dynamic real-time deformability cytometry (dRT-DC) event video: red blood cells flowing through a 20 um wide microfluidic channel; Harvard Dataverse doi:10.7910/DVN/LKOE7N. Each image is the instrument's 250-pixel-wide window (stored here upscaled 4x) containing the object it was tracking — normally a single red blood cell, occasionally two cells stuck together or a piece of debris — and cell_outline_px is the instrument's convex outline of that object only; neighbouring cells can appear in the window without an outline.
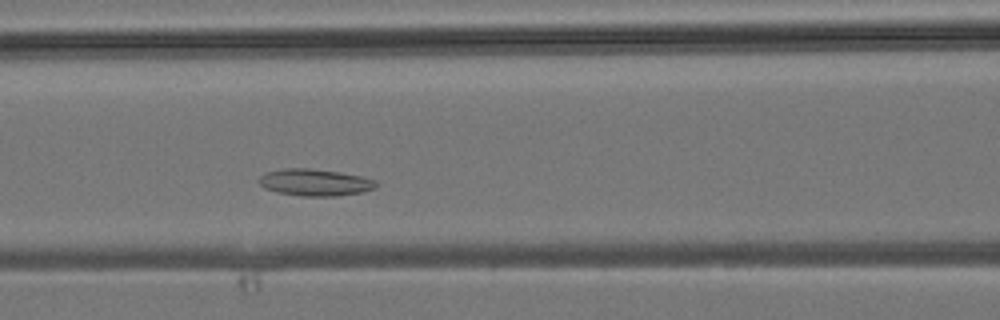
{"species": "common noctule bat (a hibernating species)", "species_latin": "Nyctalus noctula", "temperature_condition": "room temperature", "stored_images_in_passage": 30, "camera_frame_rate_fps": 3000, "um_per_image_px": 0.085, "animal": {"sex": "male", "body_mass_g": 19.2, "forearm_length_mm": 51.8}, "frame": {"image": 1, "passage_image": 11, "time_ms": 3.333, "image_size_px": [1000, 320], "cell_outline_px": [[376, 188], [360, 192], [336, 196], [304, 196], [276, 192], [264, 188], [260, 184], [260, 176], [264, 172], [284, 168], [312, 168], [340, 172], [360, 176], [376, 180]], "centroid_in_image_um": [26.75, 15.49], "position_along_channel_um": 139.9, "area_um2": 18.32}}
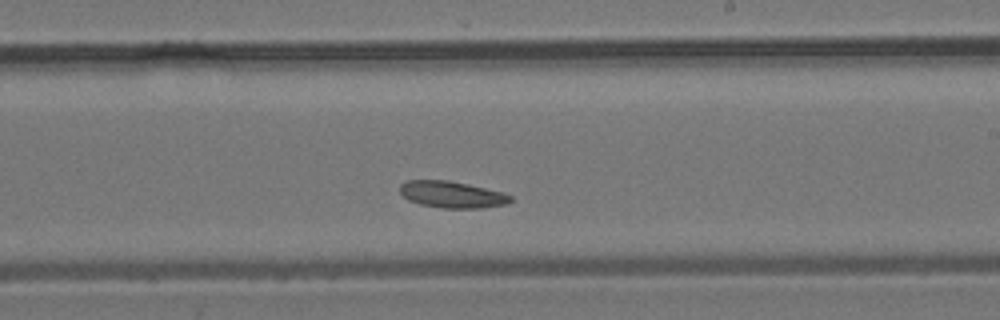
{"frame": {"image": 2, "passage_image": 18, "time_ms": 5.667, "image_size_px": [1000, 320], "cell_outline_px": [[512, 200], [508, 204], [480, 208], [444, 208], [420, 204], [408, 200], [400, 192], [400, 184], [408, 180], [448, 180], [468, 184], [504, 192], [512, 196]], "centroid_in_image_um": [38.44, 16.53], "position_along_channel_um": 250.6, "area_um2": 17.22}}
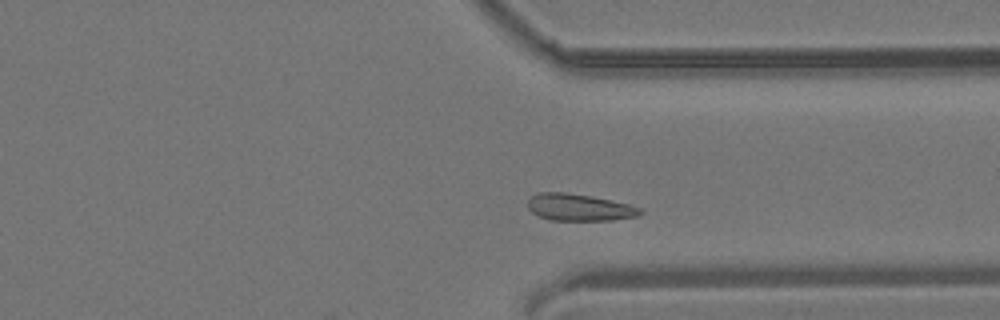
{"frame": {"image": 3, "passage_image": 25, "time_ms": 8.0, "image_size_px": [1000, 320], "cell_outline_px": [[644, 212], [640, 216], [612, 220], [552, 220], [540, 216], [532, 212], [528, 208], [528, 200], [532, 196], [540, 192], [564, 192], [592, 196], [628, 204], [644, 208]], "centroid_in_image_um": [49.29, 17.63], "position_along_channel_um": 362.1, "area_um2": 17.69}}